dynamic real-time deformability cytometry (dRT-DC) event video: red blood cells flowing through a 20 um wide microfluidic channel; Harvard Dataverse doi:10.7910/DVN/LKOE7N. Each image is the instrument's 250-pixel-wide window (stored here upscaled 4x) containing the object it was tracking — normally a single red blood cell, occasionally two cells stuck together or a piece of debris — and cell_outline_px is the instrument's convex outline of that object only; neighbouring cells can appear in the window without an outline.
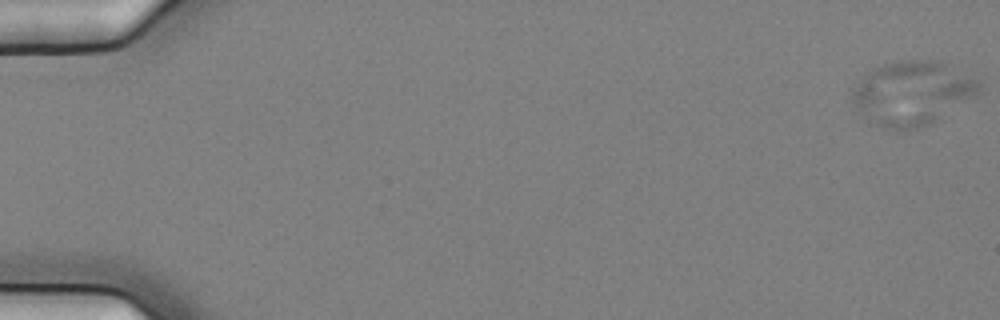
{"species": "common noctule bat (a hibernating species)", "species_latin": "Nyctalus noctula", "temperature_condition": "cold", "stored_images_in_passage": 6, "camera_frame_rate_fps": 3000, "um_per_image_px": 0.085, "animal": {"sex": "female", "body_mass_g": 25.1}, "frame": {"image": 1, "passage_image": 1, "time_ms": 0.0, "image_size_px": [1000, 320], "cell_outline_px": [[980, 92], [976, 96], [932, 124], [916, 128], [888, 128], [876, 124], [864, 116], [852, 104], [852, 92], [868, 72], [872, 68], [884, 64], [900, 60], [940, 60], [980, 80]], "centroid_in_image_um": [77.6, 7.89], "position_along_channel_um": 7.4, "area_um2": 47.05}}